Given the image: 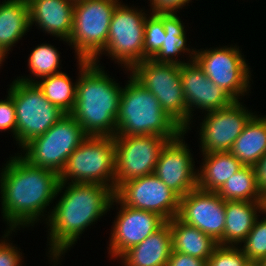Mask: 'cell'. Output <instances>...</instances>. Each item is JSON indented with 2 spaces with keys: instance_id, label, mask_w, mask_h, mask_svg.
<instances>
[{
  "instance_id": "1",
  "label": "cell",
  "mask_w": 266,
  "mask_h": 266,
  "mask_svg": "<svg viewBox=\"0 0 266 266\" xmlns=\"http://www.w3.org/2000/svg\"><path fill=\"white\" fill-rule=\"evenodd\" d=\"M0 173L2 216L9 226L3 238L21 227L33 226L58 196L60 176L36 167L21 155L11 157ZM36 221V222H35Z\"/></svg>"
},
{
  "instance_id": "2",
  "label": "cell",
  "mask_w": 266,
  "mask_h": 266,
  "mask_svg": "<svg viewBox=\"0 0 266 266\" xmlns=\"http://www.w3.org/2000/svg\"><path fill=\"white\" fill-rule=\"evenodd\" d=\"M59 192H63V195L45 219L50 230L49 257H53L51 260L54 262H58L68 248L77 242L88 226L112 208L115 196V191L110 187L70 181L60 183L57 193L60 194Z\"/></svg>"
},
{
  "instance_id": "3",
  "label": "cell",
  "mask_w": 266,
  "mask_h": 266,
  "mask_svg": "<svg viewBox=\"0 0 266 266\" xmlns=\"http://www.w3.org/2000/svg\"><path fill=\"white\" fill-rule=\"evenodd\" d=\"M77 62L81 71L76 81L75 106L70 114L87 136L114 137L122 87L98 62L85 59Z\"/></svg>"
},
{
  "instance_id": "4",
  "label": "cell",
  "mask_w": 266,
  "mask_h": 266,
  "mask_svg": "<svg viewBox=\"0 0 266 266\" xmlns=\"http://www.w3.org/2000/svg\"><path fill=\"white\" fill-rule=\"evenodd\" d=\"M129 79L120 94L115 136L156 135L172 140L184 131L148 89L131 75Z\"/></svg>"
},
{
  "instance_id": "5",
  "label": "cell",
  "mask_w": 266,
  "mask_h": 266,
  "mask_svg": "<svg viewBox=\"0 0 266 266\" xmlns=\"http://www.w3.org/2000/svg\"><path fill=\"white\" fill-rule=\"evenodd\" d=\"M119 0H78L74 2L73 28L68 40L77 59L99 62L105 49L111 18Z\"/></svg>"
},
{
  "instance_id": "6",
  "label": "cell",
  "mask_w": 266,
  "mask_h": 266,
  "mask_svg": "<svg viewBox=\"0 0 266 266\" xmlns=\"http://www.w3.org/2000/svg\"><path fill=\"white\" fill-rule=\"evenodd\" d=\"M115 144L113 137L87 136L69 156L60 183H97L115 191Z\"/></svg>"
},
{
  "instance_id": "7",
  "label": "cell",
  "mask_w": 266,
  "mask_h": 266,
  "mask_svg": "<svg viewBox=\"0 0 266 266\" xmlns=\"http://www.w3.org/2000/svg\"><path fill=\"white\" fill-rule=\"evenodd\" d=\"M8 93L12 96L16 109V141L21 148L43 135L66 115L45 98L36 83L15 79Z\"/></svg>"
},
{
  "instance_id": "8",
  "label": "cell",
  "mask_w": 266,
  "mask_h": 266,
  "mask_svg": "<svg viewBox=\"0 0 266 266\" xmlns=\"http://www.w3.org/2000/svg\"><path fill=\"white\" fill-rule=\"evenodd\" d=\"M181 65L145 59L129 71L160 102L162 110L184 131L187 129V104L180 78Z\"/></svg>"
},
{
  "instance_id": "9",
  "label": "cell",
  "mask_w": 266,
  "mask_h": 266,
  "mask_svg": "<svg viewBox=\"0 0 266 266\" xmlns=\"http://www.w3.org/2000/svg\"><path fill=\"white\" fill-rule=\"evenodd\" d=\"M87 137L71 114H66L47 132L29 141L22 149V157L36 167L60 173L69 156ZM26 152V153H25Z\"/></svg>"
},
{
  "instance_id": "10",
  "label": "cell",
  "mask_w": 266,
  "mask_h": 266,
  "mask_svg": "<svg viewBox=\"0 0 266 266\" xmlns=\"http://www.w3.org/2000/svg\"><path fill=\"white\" fill-rule=\"evenodd\" d=\"M143 10L120 3L116 6L109 26L105 49L113 60L130 70L144 60L146 14Z\"/></svg>"
},
{
  "instance_id": "11",
  "label": "cell",
  "mask_w": 266,
  "mask_h": 266,
  "mask_svg": "<svg viewBox=\"0 0 266 266\" xmlns=\"http://www.w3.org/2000/svg\"><path fill=\"white\" fill-rule=\"evenodd\" d=\"M115 191L125 182L154 173L168 138L156 135L114 136Z\"/></svg>"
},
{
  "instance_id": "12",
  "label": "cell",
  "mask_w": 266,
  "mask_h": 266,
  "mask_svg": "<svg viewBox=\"0 0 266 266\" xmlns=\"http://www.w3.org/2000/svg\"><path fill=\"white\" fill-rule=\"evenodd\" d=\"M193 59L206 76L234 100L250 90L251 73L239 47L194 50Z\"/></svg>"
},
{
  "instance_id": "13",
  "label": "cell",
  "mask_w": 266,
  "mask_h": 266,
  "mask_svg": "<svg viewBox=\"0 0 266 266\" xmlns=\"http://www.w3.org/2000/svg\"><path fill=\"white\" fill-rule=\"evenodd\" d=\"M115 196L124 205L157 213L165 221L178 215L180 197L154 173L123 183Z\"/></svg>"
},
{
  "instance_id": "14",
  "label": "cell",
  "mask_w": 266,
  "mask_h": 266,
  "mask_svg": "<svg viewBox=\"0 0 266 266\" xmlns=\"http://www.w3.org/2000/svg\"><path fill=\"white\" fill-rule=\"evenodd\" d=\"M240 100H234L222 109L205 112L200 124V147L202 153L230 151L234 141L239 137L245 125L254 116L242 105Z\"/></svg>"
},
{
  "instance_id": "15",
  "label": "cell",
  "mask_w": 266,
  "mask_h": 266,
  "mask_svg": "<svg viewBox=\"0 0 266 266\" xmlns=\"http://www.w3.org/2000/svg\"><path fill=\"white\" fill-rule=\"evenodd\" d=\"M225 207L226 201L216 192L196 187L180 198L177 218L224 246Z\"/></svg>"
},
{
  "instance_id": "16",
  "label": "cell",
  "mask_w": 266,
  "mask_h": 266,
  "mask_svg": "<svg viewBox=\"0 0 266 266\" xmlns=\"http://www.w3.org/2000/svg\"><path fill=\"white\" fill-rule=\"evenodd\" d=\"M113 202L121 207L114 220L108 253L117 259L158 230L166 221L157 213L126 206L116 196Z\"/></svg>"
},
{
  "instance_id": "17",
  "label": "cell",
  "mask_w": 266,
  "mask_h": 266,
  "mask_svg": "<svg viewBox=\"0 0 266 266\" xmlns=\"http://www.w3.org/2000/svg\"><path fill=\"white\" fill-rule=\"evenodd\" d=\"M185 133L167 142L154 169V174L180 198L197 187V171H194L193 156L183 140Z\"/></svg>"
},
{
  "instance_id": "18",
  "label": "cell",
  "mask_w": 266,
  "mask_h": 266,
  "mask_svg": "<svg viewBox=\"0 0 266 266\" xmlns=\"http://www.w3.org/2000/svg\"><path fill=\"white\" fill-rule=\"evenodd\" d=\"M189 61L182 64L180 69L183 94L187 104V129L185 130L187 132L193 116L192 111L196 107L202 112L204 110L210 112L227 107L234 101L228 93L206 76L194 59Z\"/></svg>"
},
{
  "instance_id": "19",
  "label": "cell",
  "mask_w": 266,
  "mask_h": 266,
  "mask_svg": "<svg viewBox=\"0 0 266 266\" xmlns=\"http://www.w3.org/2000/svg\"><path fill=\"white\" fill-rule=\"evenodd\" d=\"M30 25L38 24L45 33L68 42L73 28V0H27Z\"/></svg>"
},
{
  "instance_id": "20",
  "label": "cell",
  "mask_w": 266,
  "mask_h": 266,
  "mask_svg": "<svg viewBox=\"0 0 266 266\" xmlns=\"http://www.w3.org/2000/svg\"><path fill=\"white\" fill-rule=\"evenodd\" d=\"M172 252V235L169 221L138 245L123 253L124 266H166Z\"/></svg>"
},
{
  "instance_id": "21",
  "label": "cell",
  "mask_w": 266,
  "mask_h": 266,
  "mask_svg": "<svg viewBox=\"0 0 266 266\" xmlns=\"http://www.w3.org/2000/svg\"><path fill=\"white\" fill-rule=\"evenodd\" d=\"M30 9L27 0H4L0 4V49L8 51L28 32Z\"/></svg>"
},
{
  "instance_id": "22",
  "label": "cell",
  "mask_w": 266,
  "mask_h": 266,
  "mask_svg": "<svg viewBox=\"0 0 266 266\" xmlns=\"http://www.w3.org/2000/svg\"><path fill=\"white\" fill-rule=\"evenodd\" d=\"M258 212L262 213V202L226 201L224 246L241 244L260 216Z\"/></svg>"
},
{
  "instance_id": "23",
  "label": "cell",
  "mask_w": 266,
  "mask_h": 266,
  "mask_svg": "<svg viewBox=\"0 0 266 266\" xmlns=\"http://www.w3.org/2000/svg\"><path fill=\"white\" fill-rule=\"evenodd\" d=\"M172 235V250L198 259L206 260L218 246L211 236L193 226H189L177 217L169 220Z\"/></svg>"
},
{
  "instance_id": "24",
  "label": "cell",
  "mask_w": 266,
  "mask_h": 266,
  "mask_svg": "<svg viewBox=\"0 0 266 266\" xmlns=\"http://www.w3.org/2000/svg\"><path fill=\"white\" fill-rule=\"evenodd\" d=\"M244 166H255L266 154V116L254 115L229 151Z\"/></svg>"
},
{
  "instance_id": "25",
  "label": "cell",
  "mask_w": 266,
  "mask_h": 266,
  "mask_svg": "<svg viewBox=\"0 0 266 266\" xmlns=\"http://www.w3.org/2000/svg\"><path fill=\"white\" fill-rule=\"evenodd\" d=\"M203 156V165L197 172V187L206 191L217 192L244 166L229 151L203 153Z\"/></svg>"
},
{
  "instance_id": "26",
  "label": "cell",
  "mask_w": 266,
  "mask_h": 266,
  "mask_svg": "<svg viewBox=\"0 0 266 266\" xmlns=\"http://www.w3.org/2000/svg\"><path fill=\"white\" fill-rule=\"evenodd\" d=\"M164 24L166 38L160 50L151 58L156 62L175 63L182 65L186 62L180 61L175 57L181 52L184 54L186 51L189 53L190 59H193L194 48L186 47V33L181 19L175 14H156ZM191 53V54H190Z\"/></svg>"
},
{
  "instance_id": "27",
  "label": "cell",
  "mask_w": 266,
  "mask_h": 266,
  "mask_svg": "<svg viewBox=\"0 0 266 266\" xmlns=\"http://www.w3.org/2000/svg\"><path fill=\"white\" fill-rule=\"evenodd\" d=\"M18 80L27 83H36L42 90L45 98L52 104L58 106L66 114H70L76 102V83L64 72H59L35 81L30 77H18Z\"/></svg>"
},
{
  "instance_id": "28",
  "label": "cell",
  "mask_w": 266,
  "mask_h": 266,
  "mask_svg": "<svg viewBox=\"0 0 266 266\" xmlns=\"http://www.w3.org/2000/svg\"><path fill=\"white\" fill-rule=\"evenodd\" d=\"M225 201L262 202L253 166H243L216 192Z\"/></svg>"
},
{
  "instance_id": "29",
  "label": "cell",
  "mask_w": 266,
  "mask_h": 266,
  "mask_svg": "<svg viewBox=\"0 0 266 266\" xmlns=\"http://www.w3.org/2000/svg\"><path fill=\"white\" fill-rule=\"evenodd\" d=\"M30 72L38 79L59 73L60 54L50 44H40L32 50L28 59Z\"/></svg>"
},
{
  "instance_id": "30",
  "label": "cell",
  "mask_w": 266,
  "mask_h": 266,
  "mask_svg": "<svg viewBox=\"0 0 266 266\" xmlns=\"http://www.w3.org/2000/svg\"><path fill=\"white\" fill-rule=\"evenodd\" d=\"M266 217V216H265ZM259 221L257 218L252 230L242 242L243 253L255 265L260 259L266 257V218Z\"/></svg>"
},
{
  "instance_id": "31",
  "label": "cell",
  "mask_w": 266,
  "mask_h": 266,
  "mask_svg": "<svg viewBox=\"0 0 266 266\" xmlns=\"http://www.w3.org/2000/svg\"><path fill=\"white\" fill-rule=\"evenodd\" d=\"M150 16L145 20L144 60L151 59L166 38L163 21L156 14L151 13Z\"/></svg>"
},
{
  "instance_id": "32",
  "label": "cell",
  "mask_w": 266,
  "mask_h": 266,
  "mask_svg": "<svg viewBox=\"0 0 266 266\" xmlns=\"http://www.w3.org/2000/svg\"><path fill=\"white\" fill-rule=\"evenodd\" d=\"M238 247L218 245L207 259V266H254Z\"/></svg>"
},
{
  "instance_id": "33",
  "label": "cell",
  "mask_w": 266,
  "mask_h": 266,
  "mask_svg": "<svg viewBox=\"0 0 266 266\" xmlns=\"http://www.w3.org/2000/svg\"><path fill=\"white\" fill-rule=\"evenodd\" d=\"M9 129L16 140V109L13 98L8 93L7 99L0 101V131Z\"/></svg>"
},
{
  "instance_id": "34",
  "label": "cell",
  "mask_w": 266,
  "mask_h": 266,
  "mask_svg": "<svg viewBox=\"0 0 266 266\" xmlns=\"http://www.w3.org/2000/svg\"><path fill=\"white\" fill-rule=\"evenodd\" d=\"M0 266H22V253L6 239L0 240Z\"/></svg>"
},
{
  "instance_id": "35",
  "label": "cell",
  "mask_w": 266,
  "mask_h": 266,
  "mask_svg": "<svg viewBox=\"0 0 266 266\" xmlns=\"http://www.w3.org/2000/svg\"><path fill=\"white\" fill-rule=\"evenodd\" d=\"M191 0H150L152 14H175ZM177 10V11H176Z\"/></svg>"
},
{
  "instance_id": "36",
  "label": "cell",
  "mask_w": 266,
  "mask_h": 266,
  "mask_svg": "<svg viewBox=\"0 0 266 266\" xmlns=\"http://www.w3.org/2000/svg\"><path fill=\"white\" fill-rule=\"evenodd\" d=\"M166 266H207V261L172 250Z\"/></svg>"
},
{
  "instance_id": "37",
  "label": "cell",
  "mask_w": 266,
  "mask_h": 266,
  "mask_svg": "<svg viewBox=\"0 0 266 266\" xmlns=\"http://www.w3.org/2000/svg\"><path fill=\"white\" fill-rule=\"evenodd\" d=\"M261 194L266 193V154L254 166Z\"/></svg>"
},
{
  "instance_id": "38",
  "label": "cell",
  "mask_w": 266,
  "mask_h": 266,
  "mask_svg": "<svg viewBox=\"0 0 266 266\" xmlns=\"http://www.w3.org/2000/svg\"><path fill=\"white\" fill-rule=\"evenodd\" d=\"M262 212L266 215V193L262 197Z\"/></svg>"
},
{
  "instance_id": "39",
  "label": "cell",
  "mask_w": 266,
  "mask_h": 266,
  "mask_svg": "<svg viewBox=\"0 0 266 266\" xmlns=\"http://www.w3.org/2000/svg\"><path fill=\"white\" fill-rule=\"evenodd\" d=\"M254 266H266V257L260 259Z\"/></svg>"
},
{
  "instance_id": "40",
  "label": "cell",
  "mask_w": 266,
  "mask_h": 266,
  "mask_svg": "<svg viewBox=\"0 0 266 266\" xmlns=\"http://www.w3.org/2000/svg\"><path fill=\"white\" fill-rule=\"evenodd\" d=\"M5 56H7L6 53L3 52V51L0 49V64H2V62H4V59L6 58ZM0 66H1V65H0Z\"/></svg>"
}]
</instances>
